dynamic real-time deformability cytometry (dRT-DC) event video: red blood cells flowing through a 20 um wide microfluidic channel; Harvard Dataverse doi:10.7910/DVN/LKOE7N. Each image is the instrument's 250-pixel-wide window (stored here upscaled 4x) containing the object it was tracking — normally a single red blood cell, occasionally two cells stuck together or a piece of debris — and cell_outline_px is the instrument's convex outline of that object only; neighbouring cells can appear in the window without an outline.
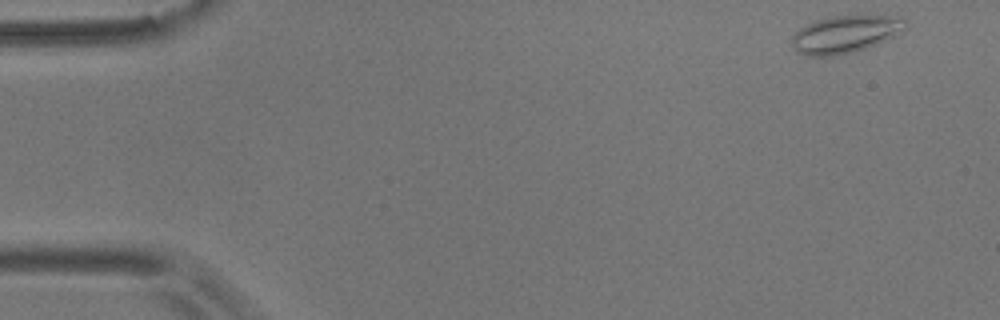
{"species": "common noctule bat (a hibernating species)", "species_latin": "Nyctalus noctula", "temperature_condition": "room temperature", "stored_images_in_passage": 52, "camera_frame_rate_fps": 3000, "um_per_image_px": 0.085, "animal": {"sex": "male", "body_mass_g": 17.9}, "frame": {"image": 1, "passage_image": 1, "time_ms": 0.0, "image_size_px": [1000, 320], "cell_outline_px": [[908, 28], [892, 36], [864, 48], [852, 52], [832, 56], [808, 56], [796, 52], [792, 48], [792, 36], [800, 28], [816, 20], [836, 16], [888, 16], [904, 20], [908, 24]], "centroid_in_image_um": [71.79, 2.92], "position_along_channel_um": 13.2, "area_um2": 24.22}}
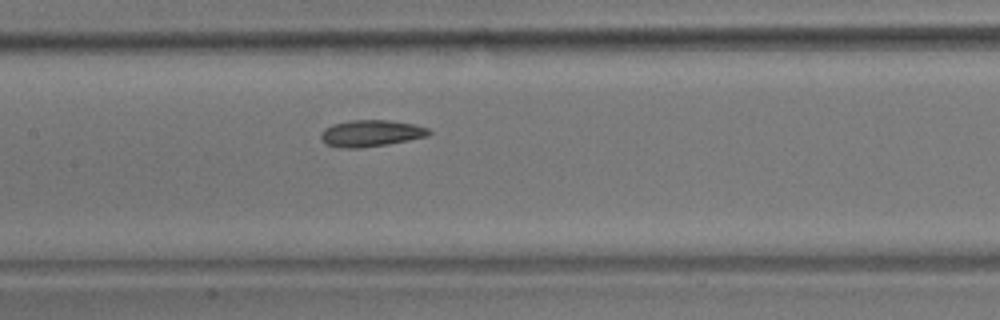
{"frame": {"image": 2, "passage_image": 24, "time_ms": 7.667, "image_size_px": [1000, 320], "cell_outline_px": [[432, 132], [428, 136], [388, 144], [364, 148], [340, 148], [324, 144], [320, 136], [320, 132], [324, 128], [332, 124], [348, 120], [392, 120], [416, 124], [428, 128]], "centroid_in_image_um": [31.51, 11.33], "position_along_channel_um": 175.9, "area_um2": 17.11}}
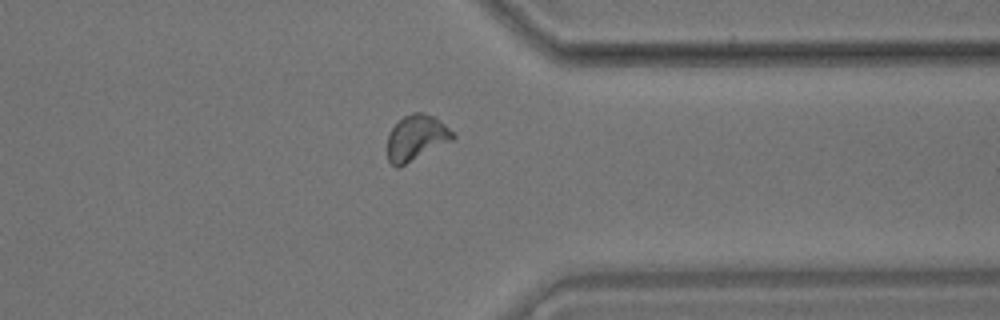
{"frame": {"image": 3, "passage_image": 41, "time_ms": 13.333, "image_size_px": [1000, 320], "cell_outline_px": [[456, 136], [452, 140], [400, 168], [396, 168], [388, 160], [388, 136], [392, 128], [404, 116], [416, 112], [424, 112], [436, 116]], "centroid_in_image_um": [35.38, 11.72], "position_along_channel_um": 376.0, "area_um2": 17.34}, "authors_computed_cell_mechanics": {"area_um2": 16.9065, "velocity_mm_per_s": 3.6214, "shape_relaxation_time_tau1_ms": null, "shape_relaxation_time_tau2_ms": 2.8926, "deformation_change_tau1": null, "deformation_change_tau2": 0.0535}}